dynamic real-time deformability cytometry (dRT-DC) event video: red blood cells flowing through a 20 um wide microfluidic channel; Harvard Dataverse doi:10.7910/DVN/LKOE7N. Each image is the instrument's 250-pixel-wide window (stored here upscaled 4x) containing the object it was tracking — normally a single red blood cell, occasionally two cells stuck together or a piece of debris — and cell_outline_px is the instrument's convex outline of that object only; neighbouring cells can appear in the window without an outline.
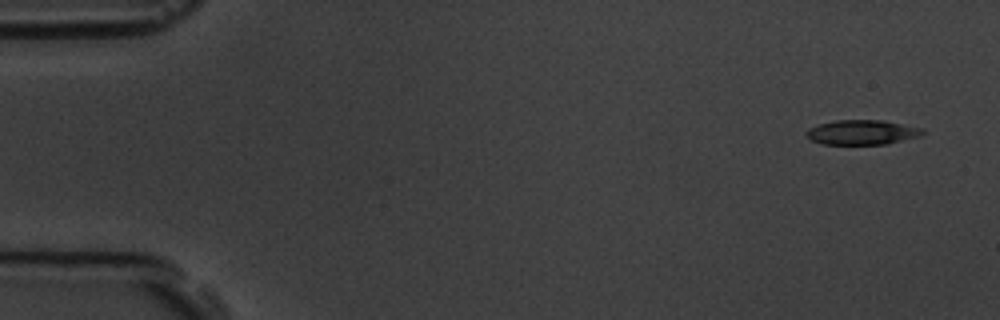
{"species": "common noctule bat (a hibernating species)", "species_latin": "Nyctalus noctula", "temperature_condition": "room temperature", "stored_images_in_passage": 5, "camera_frame_rate_fps": 3000, "um_per_image_px": 0.085, "animal": {"sex": "male", "body_mass_g": 19.5, "forearm_length_mm": 54.6}, "frame": {"image": 1, "passage_image": 1, "time_ms": 0.0, "image_size_px": [1000, 320], "cell_outline_px": [[924, 132], [920, 136], [888, 144], [824, 144], [812, 140], [804, 132], [808, 128], [820, 124], [836, 120], [884, 120], [920, 128]], "centroid_in_image_um": [73.26, 11.24], "position_along_channel_um": 11.7, "area_um2": 16.59}}
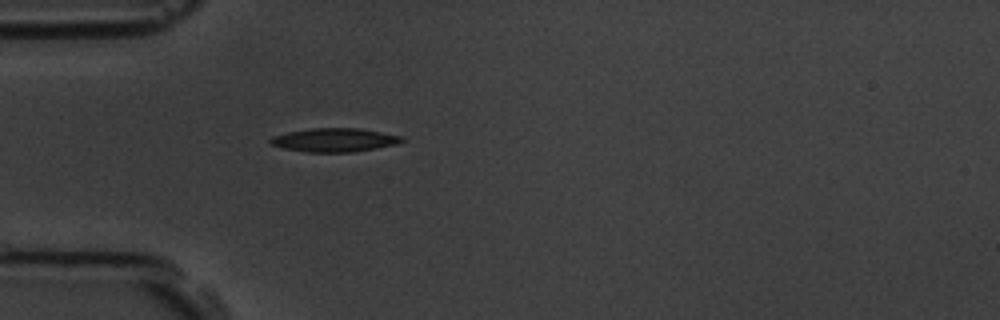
{"frame": {"image": 2, "passage_image": 5, "time_ms": 4.333, "image_size_px": [1000, 320], "cell_outline_px": [[404, 140], [396, 144], [376, 148], [352, 152], [304, 152], [284, 148], [268, 144], [268, 140], [272, 136], [288, 132], [312, 128], [360, 128], [404, 136]], "centroid_in_image_um": [28.41, 11.9], "position_along_channel_um": 56.6, "area_um2": 18.21}}